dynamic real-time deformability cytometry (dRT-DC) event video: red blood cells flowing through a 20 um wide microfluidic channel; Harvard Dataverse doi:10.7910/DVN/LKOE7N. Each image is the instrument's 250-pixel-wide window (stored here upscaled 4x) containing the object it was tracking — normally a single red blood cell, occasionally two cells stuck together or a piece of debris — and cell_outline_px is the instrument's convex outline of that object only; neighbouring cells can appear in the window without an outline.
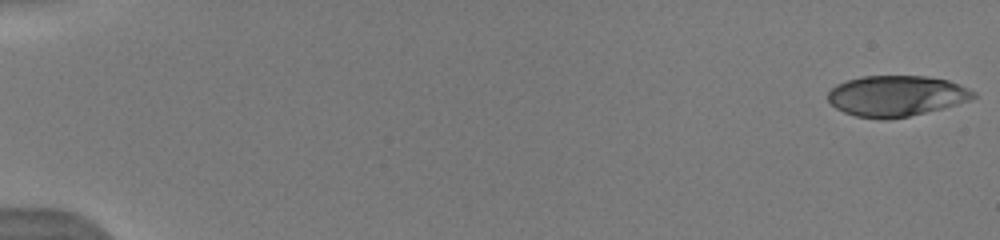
{"species": "human", "species_latin": "Homo sapiens", "temperature_condition": "warm", "stored_images_in_passage": 52, "camera_frame_rate_fps": 3000, "um_per_image_px": 0.085, "donor": {"sex": "male"}, "frame": {"image": 1, "passage_image": 1, "time_ms": 0.0, "image_size_px": [1000, 240], "cell_outline_px": [[976, 96], [968, 100], [944, 108], [908, 116], [888, 120], [884, 120], [856, 116], [844, 112], [836, 108], [828, 100], [828, 92], [836, 84], [860, 76], [928, 76], [948, 80], [960, 84], [976, 92]], "centroid_in_image_um": [76.19, 8.15], "position_along_channel_um": 8.8, "area_um2": 34.62}}
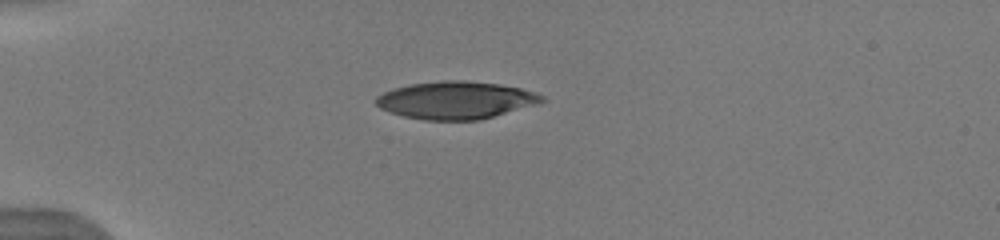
{"frame": {"image": 2, "passage_image": 15, "time_ms": 4.667, "image_size_px": [1000, 240], "cell_outline_px": [[544, 100], [480, 120], [424, 120], [404, 116], [380, 108], [376, 104], [376, 96], [392, 88], [408, 84], [440, 80], [464, 80], [500, 84], [520, 88], [544, 96]], "centroid_in_image_um": [38.65, 8.5], "position_along_channel_um": 46.3, "area_um2": 35.84}}
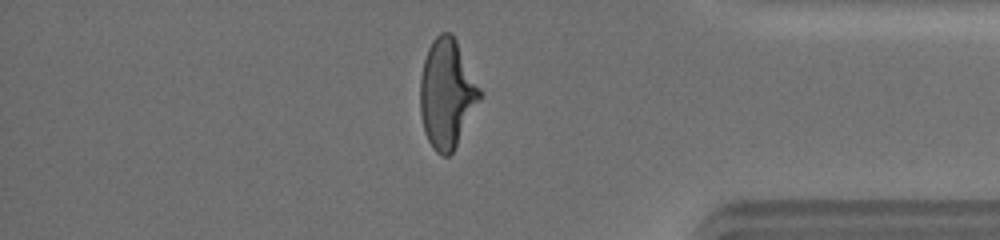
{"frame": {"image": 3, "passage_image": 45, "time_ms": 14.667, "image_size_px": [1000, 240], "cell_outline_px": [[484, 96], [452, 152], [448, 156], [444, 156], [436, 152], [432, 148], [424, 132], [420, 112], [420, 80], [424, 60], [428, 48], [432, 40], [440, 32], [452, 32], [484, 92]], "centroid_in_image_um": [38.02, 7.94], "position_along_channel_um": 397.2, "area_um2": 38.44}, "authors_computed_cell_mechanics": {"area_um2": 36.992, "velocity_mm_per_s": 4.0076, "shape_relaxation_time_tau1_ms": 5.4773, "shape_relaxation_time_tau2_ms": 1.2479, "deformation_change_tau1": 0.2456, "deformation_change_tau2": 0.099}}